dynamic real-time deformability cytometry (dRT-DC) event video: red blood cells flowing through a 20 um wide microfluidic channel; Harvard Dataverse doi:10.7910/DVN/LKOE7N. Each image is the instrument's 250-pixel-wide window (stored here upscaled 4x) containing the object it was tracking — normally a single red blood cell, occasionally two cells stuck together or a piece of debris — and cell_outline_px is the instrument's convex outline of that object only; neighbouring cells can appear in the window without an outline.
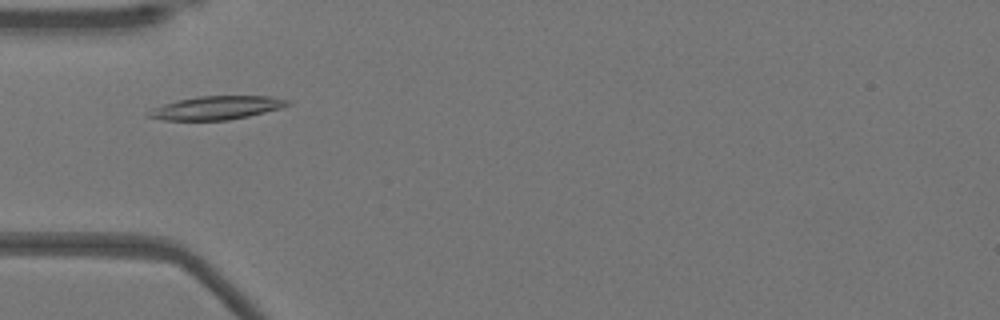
{"species": "Egyptian fruit bat (a non-hibernating species)", "species_latin": "Rousettus aegyptiacus", "temperature_condition": "warm", "stored_images_in_passage": 46, "camera_frame_rate_fps": 3000, "um_per_image_px": 0.085, "animal": {"sex": "female"}, "frame": {"image": 1, "passage_image": 11, "time_ms": 3.333, "image_size_px": [1000, 320], "cell_outline_px": [[292, 104], [280, 108], [248, 116], [228, 120], [164, 120], [144, 116], [144, 112], [152, 108], [176, 100], [200, 96], [272, 96], [292, 100]], "centroid_in_image_um": [18.38, 9.16], "position_along_channel_um": 66.6, "area_um2": 19.19}}
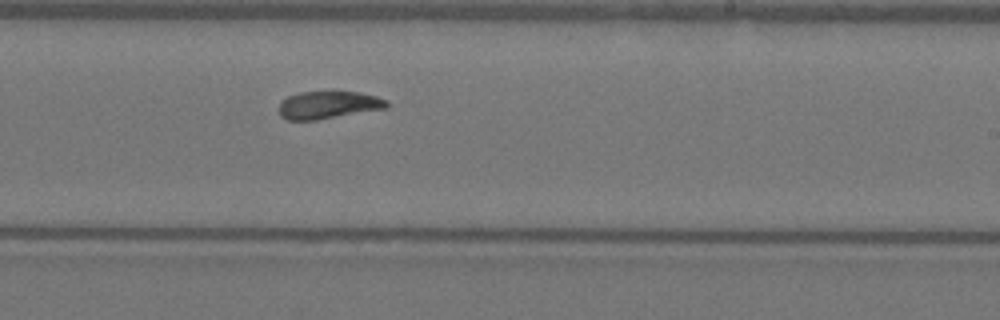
{"frame": {"image": 2, "passage_image": 26, "time_ms": 8.333, "image_size_px": [1000, 320], "cell_outline_px": [[388, 108], [316, 120], [288, 120], [280, 116], [280, 104], [288, 96], [300, 92], [360, 92], [376, 96], [388, 100]], "centroid_in_image_um": [27.94, 8.92], "position_along_channel_um": 261.1, "area_um2": 17.22}}
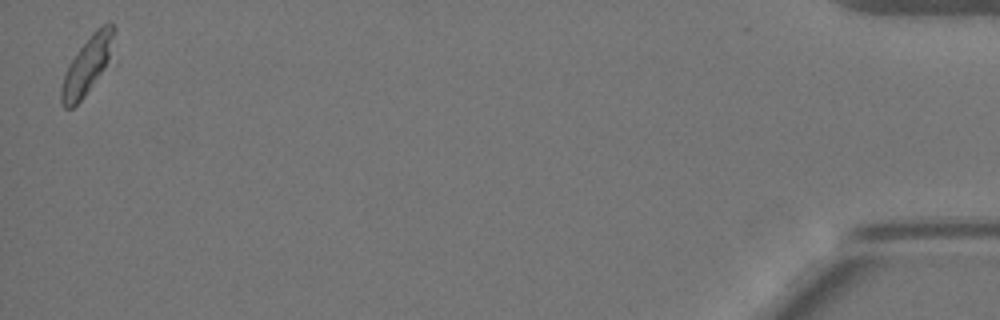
{"frame": {"image": 3, "passage_image": 46, "time_ms": 15.0, "image_size_px": [1000, 320], "cell_outline_px": [[116, 32], [108, 60], [104, 68], [84, 96], [72, 108], [64, 108], [60, 100], [60, 88], [64, 76], [72, 60], [80, 48], [92, 32], [104, 24], [112, 24], [116, 28]], "centroid_in_image_um": [7.4, 5.56], "position_along_channel_um": 427.8, "area_um2": 16.99}, "authors_computed_cell_mechanics": {"area_um2": 18.1492, "velocity_mm_per_s": 3.8957, "shape_relaxation_time_tau1_ms": 4.8255, "shape_relaxation_time_tau2_ms": null, "deformation_change_tau1": 0.1754, "deformation_change_tau2": null}}